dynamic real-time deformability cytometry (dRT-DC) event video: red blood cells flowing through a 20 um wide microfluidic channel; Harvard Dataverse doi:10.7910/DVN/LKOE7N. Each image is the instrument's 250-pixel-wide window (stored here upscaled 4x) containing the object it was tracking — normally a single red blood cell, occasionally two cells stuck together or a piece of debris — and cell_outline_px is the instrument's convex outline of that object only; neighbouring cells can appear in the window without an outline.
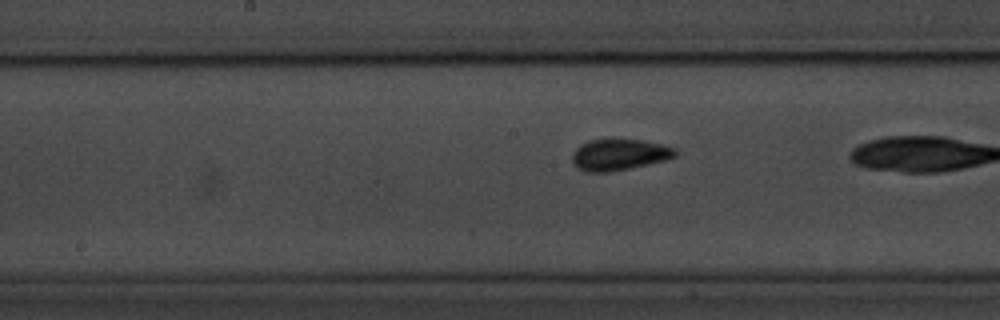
{"species": "common noctule bat (a hibernating species)", "species_latin": "Nyctalus noctula", "temperature_condition": "room temperature", "stored_images_in_passage": 16, "camera_frame_rate_fps": 3000, "um_per_image_px": 0.085, "animal": {"sex": "male", "body_mass_g": 20.1, "forearm_length_mm": 53.5}, "frame": {"image": 1, "passage_image": 7, "time_ms": 2.0, "image_size_px": [1000, 320], "cell_outline_px": [[676, 156], [664, 160], [648, 164], [608, 172], [584, 172], [576, 168], [572, 160], [572, 152], [580, 144], [588, 140], [644, 140], [676, 148]], "centroid_in_image_um": [52.58, 13.15], "position_along_channel_um": 195.6, "area_um2": 18.67}}